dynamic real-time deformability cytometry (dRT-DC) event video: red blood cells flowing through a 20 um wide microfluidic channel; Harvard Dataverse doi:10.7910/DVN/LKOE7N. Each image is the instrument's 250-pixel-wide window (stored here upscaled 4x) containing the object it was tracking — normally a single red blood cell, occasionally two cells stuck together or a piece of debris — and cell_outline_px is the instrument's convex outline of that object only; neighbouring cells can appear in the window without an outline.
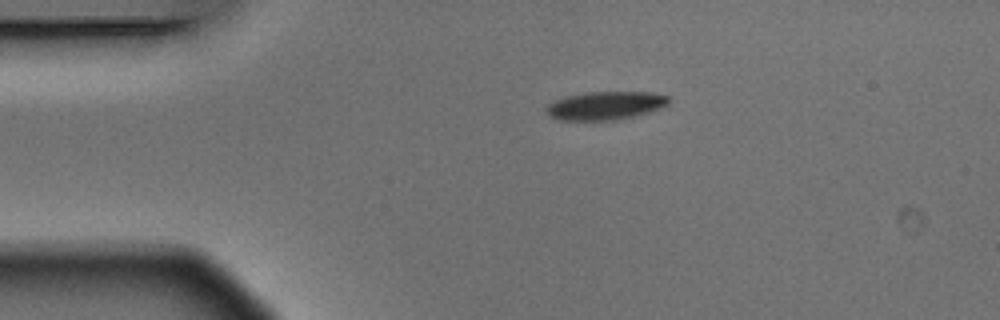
{"species": "Egyptian fruit bat (a non-hibernating species)", "species_latin": "Rousettus aegyptiacus", "temperature_condition": "warm", "stored_images_in_passage": 3, "camera_frame_rate_fps": 3000, "um_per_image_px": 0.085, "animal": {"sex": "male"}, "frame": {"image": 1, "passage_image": 1, "time_ms": 0.0, "image_size_px": [1000, 320], "cell_outline_px": [[668, 104], [660, 108], [648, 112], [616, 120], [560, 120], [552, 116], [548, 112], [548, 104], [556, 100], [568, 96], [588, 92], [648, 92], [668, 96]], "centroid_in_image_um": [51.48, 8.97], "position_along_channel_um": 33.5, "area_um2": 19.71}}
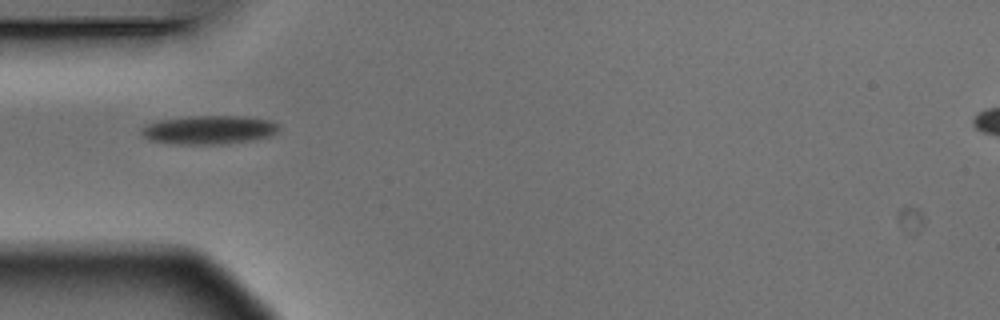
{"frame": {"image": 2, "passage_image": 2, "time_ms": 0.333, "image_size_px": [1000, 320], "cell_outline_px": [[280, 128], [276, 132], [268, 136], [252, 140], [220, 144], [172, 144], [148, 140], [140, 132], [140, 128], [156, 120], [188, 116], [244, 116], [268, 120], [276, 124]], "centroid_in_image_um": [17.69, 11.03], "position_along_channel_um": 67.3, "area_um2": 23.0}}
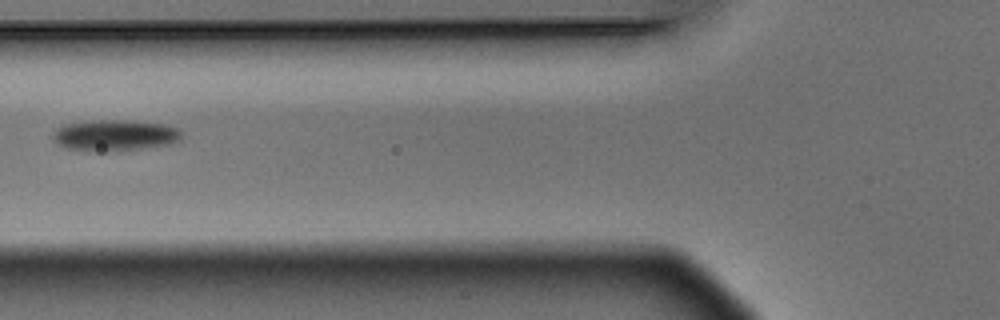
{"frame": {"image": 3, "passage_image": 3, "time_ms": 0.667, "image_size_px": [1000, 320], "cell_outline_px": [[180, 140], [168, 144], [116, 152], [104, 152], [68, 148], [56, 144], [52, 140], [52, 132], [56, 128], [64, 124], [92, 120], [128, 120], [164, 124], [180, 128]], "centroid_in_image_um": [9.71, 11.5], "position_along_channel_um": 116.1, "area_um2": 23.64}}